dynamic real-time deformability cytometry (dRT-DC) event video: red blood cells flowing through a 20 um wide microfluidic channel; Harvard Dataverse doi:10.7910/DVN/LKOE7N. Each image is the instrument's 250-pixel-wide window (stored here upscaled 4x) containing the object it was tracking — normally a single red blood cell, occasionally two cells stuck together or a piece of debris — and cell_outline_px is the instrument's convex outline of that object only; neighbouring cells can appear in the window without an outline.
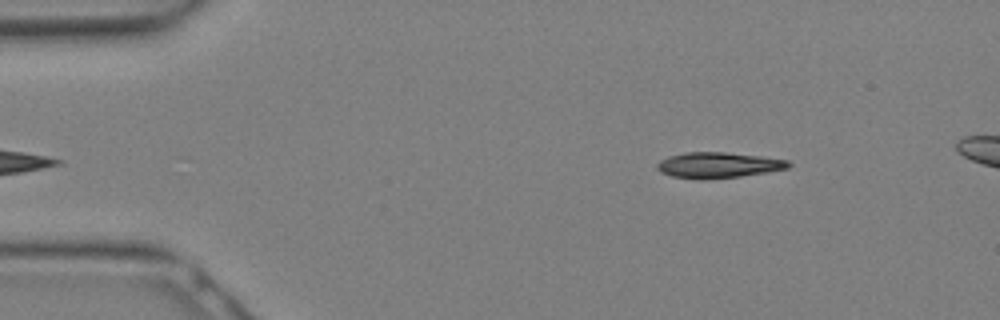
{"species": "Egyptian fruit bat (a non-hibernating species)", "species_latin": "Rousettus aegyptiacus", "temperature_condition": "warm", "stored_images_in_passage": 5, "camera_frame_rate_fps": 3000, "um_per_image_px": 0.085, "animal": {"sex": "female"}, "frame": {"image": 1, "passage_image": 1, "time_ms": 0.0, "image_size_px": [1000, 320], "cell_outline_px": [[792, 164], [788, 168], [768, 172], [740, 176], [704, 180], [672, 176], [660, 172], [656, 168], [656, 164], [660, 160], [668, 156], [684, 152], [724, 152], [760, 156], [788, 160]], "centroid_in_image_um": [61.03, 14.03], "position_along_channel_um": 24.0, "area_um2": 19.77}}